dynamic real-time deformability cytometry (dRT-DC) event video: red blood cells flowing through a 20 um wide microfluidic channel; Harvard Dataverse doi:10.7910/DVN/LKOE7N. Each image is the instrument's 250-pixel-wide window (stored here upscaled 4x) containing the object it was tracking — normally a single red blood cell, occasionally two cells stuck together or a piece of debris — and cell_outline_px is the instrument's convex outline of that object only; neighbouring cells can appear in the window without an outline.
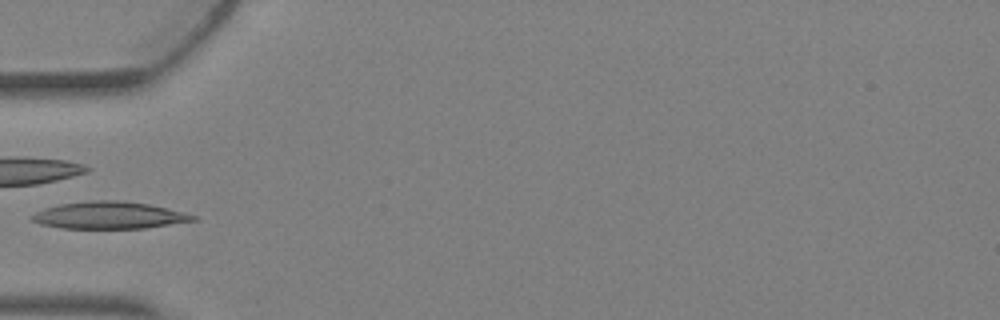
{"species": "Egyptian fruit bat (a non-hibernating species)", "species_latin": "Rousettus aegyptiacus", "temperature_condition": "warm", "stored_images_in_passage": 3, "camera_frame_rate_fps": 3000, "um_per_image_px": 0.085, "animal": {"sex": "female"}, "frame": {"image": 1, "passage_image": 3, "time_ms": 0.667, "image_size_px": [1000, 320], "cell_outline_px": [[200, 220], [144, 228], [60, 228], [40, 224], [32, 220], [32, 216], [36, 212], [60, 204], [88, 200], [120, 200], [148, 204], [168, 208], [196, 216]], "centroid_in_image_um": [9.32, 18.3], "position_along_channel_um": 75.7, "area_um2": 25.32}}